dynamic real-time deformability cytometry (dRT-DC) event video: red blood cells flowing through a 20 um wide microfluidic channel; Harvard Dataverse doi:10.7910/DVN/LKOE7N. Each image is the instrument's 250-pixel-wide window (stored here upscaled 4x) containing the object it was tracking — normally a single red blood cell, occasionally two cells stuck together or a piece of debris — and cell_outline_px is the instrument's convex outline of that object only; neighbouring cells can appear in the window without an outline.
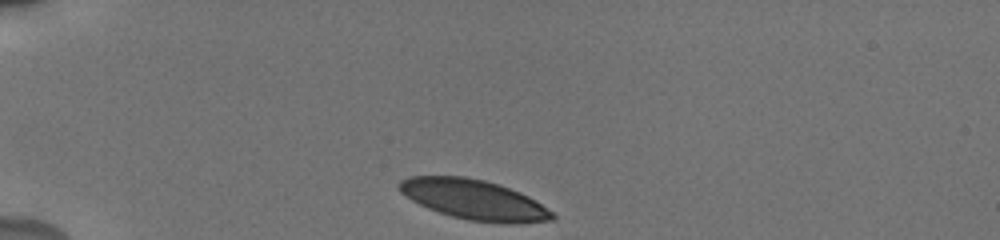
{"species": "human", "species_latin": "Homo sapiens", "temperature_condition": "cold", "stored_images_in_passage": 35, "camera_frame_rate_fps": 3000, "um_per_image_px": 0.085, "donor": {"sex": "male"}, "frame": {"image": 1, "passage_image": 1, "time_ms": 0.0, "image_size_px": [1000, 240], "cell_outline_px": [[556, 216], [552, 220], [520, 224], [504, 224], [468, 220], [452, 216], [428, 208], [412, 200], [400, 192], [396, 184], [400, 180], [408, 176], [464, 176], [484, 180], [520, 192], [528, 196], [552, 212]], "centroid_in_image_um": [40.27, 16.97], "position_along_channel_um": 44.7, "area_um2": 35.6}}
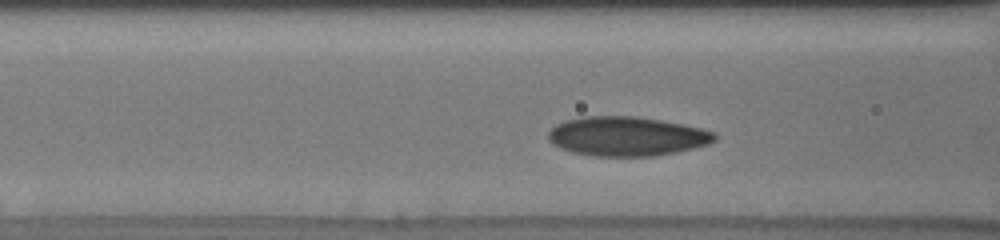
{"frame": {"image": 2, "passage_image": 10, "time_ms": 3.0, "image_size_px": [1000, 240], "cell_outline_px": [[716, 140], [708, 144], [676, 152], [656, 156], [592, 156], [572, 152], [560, 148], [552, 144], [548, 140], [548, 132], [556, 124], [564, 120], [584, 116], [636, 116], [660, 120], [700, 128], [716, 132]], "centroid_in_image_um": [53.24, 11.59], "position_along_channel_um": 113.4, "area_um2": 38.21}}
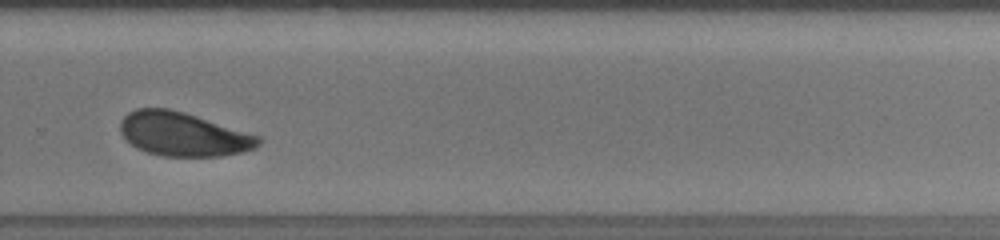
{"frame": {"image": 3, "passage_image": 26, "time_ms": 8.333, "image_size_px": [1000, 240], "cell_outline_px": [[264, 140], [256, 148], [244, 152], [220, 156], [160, 156], [136, 148], [120, 132], [120, 120], [128, 112], [136, 108], [168, 108], [184, 112], [260, 136]], "centroid_in_image_um": [15.59, 11.41], "position_along_channel_um": 314.2, "area_um2": 35.37}, "authors_computed_cell_mechanics": {"area_um2": 36.2984, "velocity_mm_per_s": 3.7742, "shape_relaxation_time_tau1_ms": 3.0607, "shape_relaxation_time_tau2_ms": 1.1883, "deformation_change_tau1": 0.1002, "deformation_change_tau2": 0.0571}}